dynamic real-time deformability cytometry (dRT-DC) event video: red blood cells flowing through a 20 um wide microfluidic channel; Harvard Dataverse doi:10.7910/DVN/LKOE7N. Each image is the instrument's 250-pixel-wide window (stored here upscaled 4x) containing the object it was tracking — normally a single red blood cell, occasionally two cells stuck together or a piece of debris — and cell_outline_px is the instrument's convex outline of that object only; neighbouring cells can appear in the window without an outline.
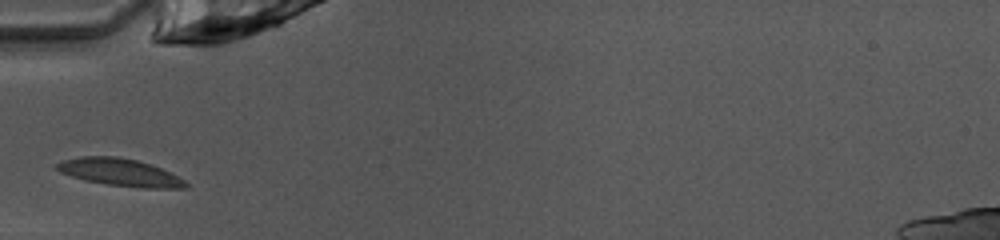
{"species": "common noctule bat (a hibernating species)", "species_latin": "Nyctalus noctula", "temperature_condition": "warm", "stored_images_in_passage": 25, "camera_frame_rate_fps": 3000, "um_per_image_px": 0.085, "animal": {"sex": "female", "body_mass_g": 10.0, "forearm_length_mm": 53.1}, "frame": {"image": 1, "passage_image": 1, "time_ms": 0.0, "image_size_px": [1000, 240], "cell_outline_px": [[188, 188], [144, 188], [108, 184], [84, 180], [60, 172], [56, 168], [56, 164], [64, 160], [80, 156], [116, 156], [136, 160], [152, 164], [184, 180], [188, 184]], "centroid_in_image_um": [10.19, 14.64], "position_along_channel_um": 74.8, "area_um2": 20.35}}
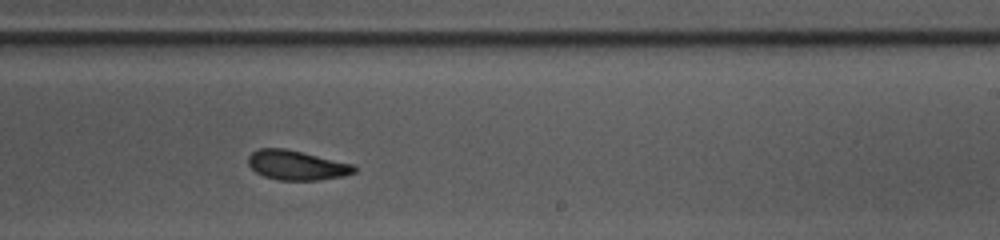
{"frame": {"image": 2, "passage_image": 15, "time_ms": 4.667, "image_size_px": [1000, 240], "cell_outline_px": [[356, 172], [344, 176], [316, 180], [276, 180], [264, 176], [256, 172], [248, 164], [248, 156], [252, 152], [260, 148], [284, 148], [356, 164]], "centroid_in_image_um": [25.24, 14.04], "position_along_channel_um": 263.8, "area_um2": 18.38}}
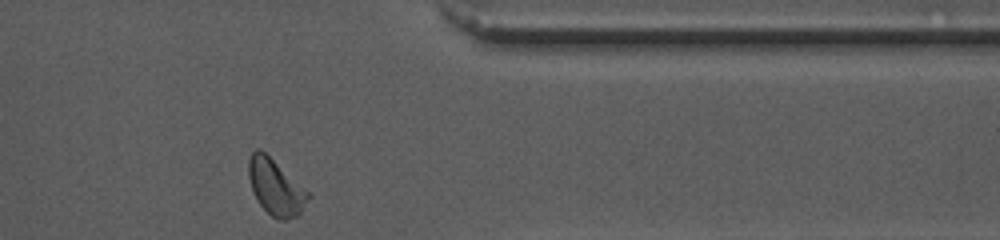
{"frame": {"image": 3, "passage_image": 25, "time_ms": 8.0, "image_size_px": [1000, 240], "cell_outline_px": [[312, 196], [300, 212], [296, 216], [288, 220], [276, 220], [260, 204], [252, 192], [248, 176], [248, 160], [252, 152], [256, 148], [260, 148], [308, 192]], "centroid_in_image_um": [23.4, 15.92], "position_along_channel_um": 388.0, "area_um2": 19.13}, "authors_computed_cell_mechanics": {"area_um2": 18.3804, "velocity_mm_per_s": 4.0271, "shape_relaxation_time_tau1_ms": 2.9898, "shape_relaxation_time_tau2_ms": 1.9223, "deformation_change_tau1": 0.1191, "deformation_change_tau2": 0.0832}}